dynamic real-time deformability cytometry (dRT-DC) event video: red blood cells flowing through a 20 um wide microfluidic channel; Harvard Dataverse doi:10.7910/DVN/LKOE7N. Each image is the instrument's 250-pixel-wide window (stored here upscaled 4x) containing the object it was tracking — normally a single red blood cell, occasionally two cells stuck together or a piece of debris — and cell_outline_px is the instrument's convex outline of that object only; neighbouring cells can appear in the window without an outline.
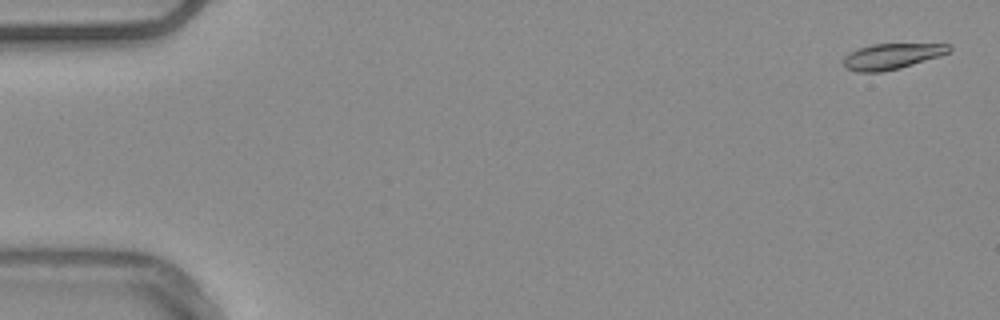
{"species": "common noctule bat (a hibernating species)", "species_latin": "Nyctalus noctula", "temperature_condition": "warm", "stored_images_in_passage": 55, "camera_frame_rate_fps": 3000, "um_per_image_px": 0.085, "animal": {"sex": "male", "body_mass_g": 20.4}, "frame": {"image": 1, "passage_image": 2, "time_ms": 0.333, "image_size_px": [1000, 320], "cell_outline_px": [[952, 48], [948, 52], [940, 56], [900, 68], [880, 72], [856, 72], [844, 68], [844, 56], [848, 52], [872, 44], [952, 44]], "centroid_in_image_um": [75.78, 4.79], "position_along_channel_um": 9.2, "area_um2": 15.84}}
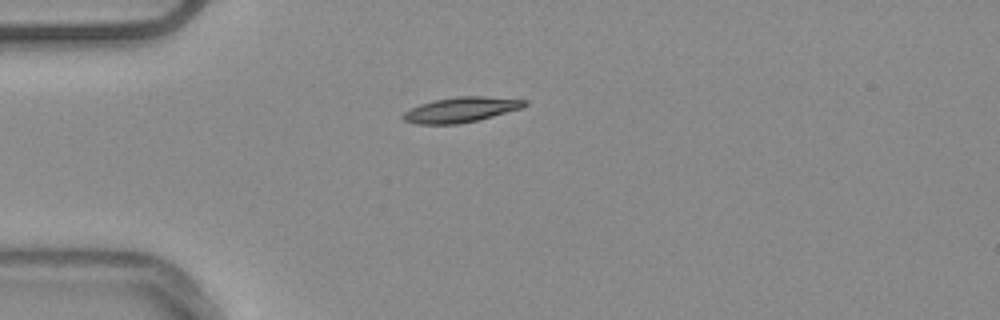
{"frame": {"image": 2, "passage_image": 15, "time_ms": 4.667, "image_size_px": [1000, 320], "cell_outline_px": [[528, 104], [524, 108], [476, 120], [456, 124], [416, 124], [404, 120], [400, 116], [404, 112], [420, 104], [436, 100], [456, 96], [484, 96], [528, 100]], "centroid_in_image_um": [39.21, 9.32], "position_along_channel_um": 45.8, "area_um2": 17.74}}
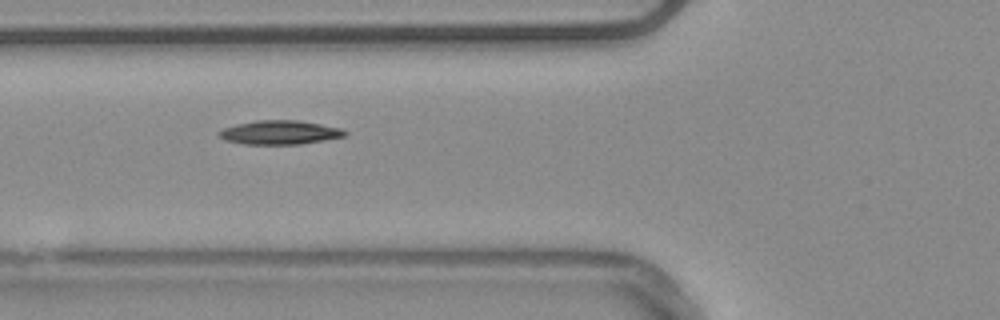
{"frame": {"image": 3, "passage_image": 21, "time_ms": 6.667, "image_size_px": [1000, 320], "cell_outline_px": [[348, 136], [300, 144], [244, 144], [224, 140], [216, 132], [224, 128], [236, 124], [256, 120], [296, 120], [320, 124], [340, 128], [348, 132]], "centroid_in_image_um": [23.78, 11.26], "position_along_channel_um": 102.0, "area_um2": 17.57}, "authors_computed_cell_mechanics": {"area_um2": 16.7042, "velocity_mm_per_s": 3.7675, "shape_relaxation_time_tau1_ms": 6.9774, "shape_relaxation_time_tau2_ms": null, "deformation_change_tau1": 0.1248, "deformation_change_tau2": null}}